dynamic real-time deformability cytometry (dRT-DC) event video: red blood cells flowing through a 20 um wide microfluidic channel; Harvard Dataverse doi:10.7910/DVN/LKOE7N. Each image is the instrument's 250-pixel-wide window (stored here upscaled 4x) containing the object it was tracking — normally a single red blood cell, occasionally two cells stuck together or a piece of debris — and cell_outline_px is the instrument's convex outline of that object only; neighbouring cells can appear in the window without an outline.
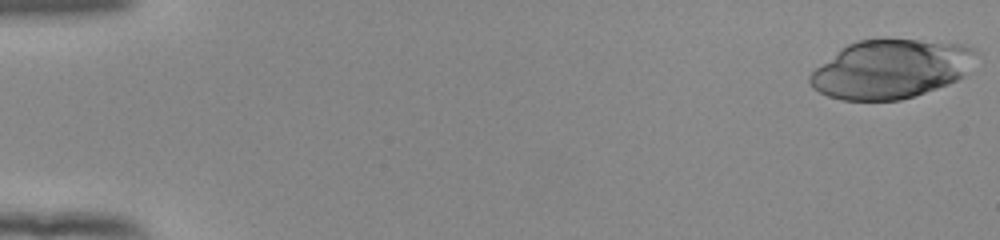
{"species": "human", "species_latin": "Homo sapiens", "temperature_condition": "room temperature", "stored_images_in_passage": 52, "camera_frame_rate_fps": 3000, "um_per_image_px": 0.085, "donor": {"sex": "female"}, "frame": {"image": 1, "passage_image": 1, "time_ms": 0.0, "image_size_px": [1000, 240], "cell_outline_px": [[976, 52], [964, 76], [948, 84], [900, 100], [840, 100], [828, 96], [812, 88], [808, 84], [808, 76], [816, 68], [840, 48], [856, 40], [916, 40], [964, 44], [972, 48]], "centroid_in_image_um": [75.66, 5.87], "position_along_channel_um": 9.3, "area_um2": 56.36}}